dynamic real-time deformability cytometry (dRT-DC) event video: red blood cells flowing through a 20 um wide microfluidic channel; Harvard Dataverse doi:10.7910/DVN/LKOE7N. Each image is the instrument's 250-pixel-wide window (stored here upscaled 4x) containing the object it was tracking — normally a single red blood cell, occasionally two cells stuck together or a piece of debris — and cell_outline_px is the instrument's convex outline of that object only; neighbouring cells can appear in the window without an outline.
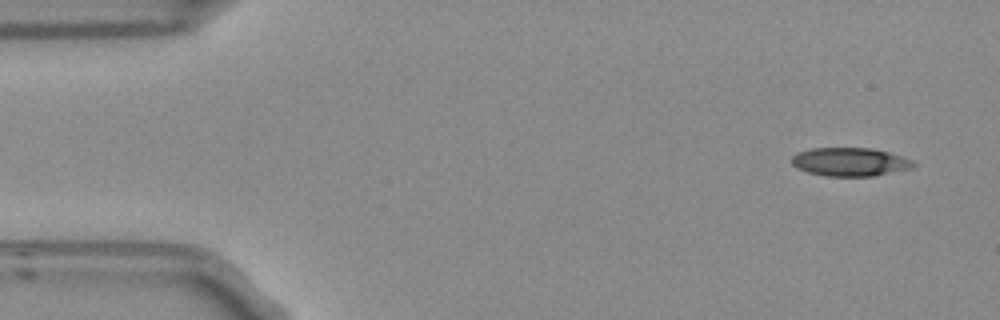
{"species": "Egyptian fruit bat (a non-hibernating species)", "species_latin": "Rousettus aegyptiacus", "temperature_condition": "room temperature", "stored_images_in_passage": 4, "camera_frame_rate_fps": 3000, "um_per_image_px": 0.085, "frame": {"image": 1, "passage_image": 1, "time_ms": 0.0, "image_size_px": [1000, 320], "cell_outline_px": [[916, 164], [912, 168], [872, 176], [824, 176], [808, 172], [796, 168], [792, 164], [792, 156], [796, 152], [812, 148], [872, 148], [888, 152], [912, 160]], "centroid_in_image_um": [72.21, 13.76], "position_along_channel_um": 12.8, "area_um2": 20.17}}
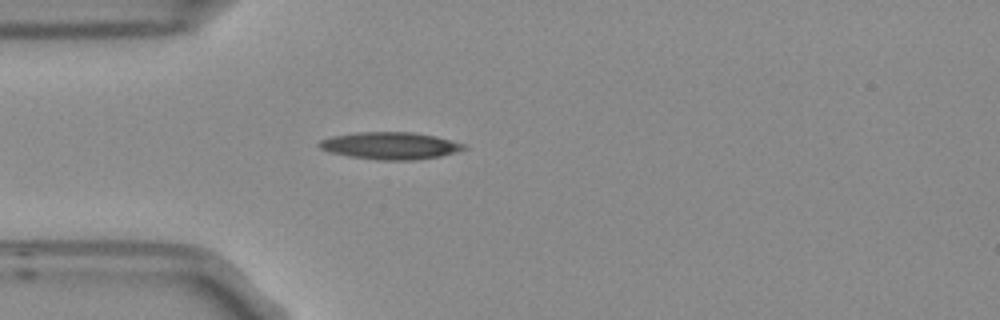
{"frame": {"image": 2, "passage_image": 4, "time_ms": 1.0, "image_size_px": [1000, 320], "cell_outline_px": [[468, 148], [456, 152], [440, 156], [416, 160], [376, 160], [348, 156], [332, 152], [320, 148], [316, 144], [320, 140], [332, 136], [356, 132], [412, 132], [436, 136], [452, 140], [464, 144]], "centroid_in_image_um": [33.18, 12.38], "position_along_channel_um": 51.8, "area_um2": 23.0}}